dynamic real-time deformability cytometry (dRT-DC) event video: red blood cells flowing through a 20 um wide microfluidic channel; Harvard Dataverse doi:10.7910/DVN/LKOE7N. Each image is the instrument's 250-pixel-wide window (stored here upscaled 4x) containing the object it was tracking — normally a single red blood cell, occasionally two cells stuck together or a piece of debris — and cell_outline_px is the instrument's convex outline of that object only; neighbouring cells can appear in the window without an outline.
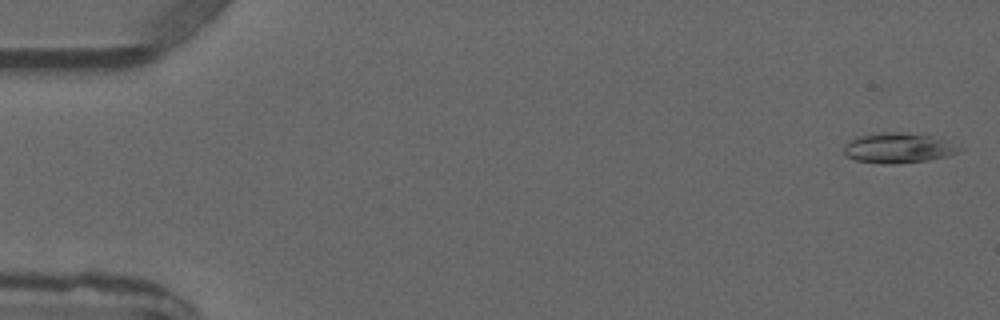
{"species": "common noctule bat (a hibernating species)", "species_latin": "Nyctalus noctula", "temperature_condition": "warm", "stored_images_in_passage": 4, "camera_frame_rate_fps": 3000, "um_per_image_px": 0.085, "animal": {"sex": "male", "forearm_length_mm": 52.5}, "frame": {"image": 1, "passage_image": 1, "time_ms": 0.0, "image_size_px": [1000, 320], "cell_outline_px": [[964, 148], [960, 152], [928, 160], [896, 164], [884, 164], [856, 160], [848, 156], [844, 152], [844, 144], [856, 136], [880, 132], [892, 132], [928, 136], [944, 140]], "centroid_in_image_um": [76.31, 12.58], "position_along_channel_um": 8.7, "area_um2": 20.0}}
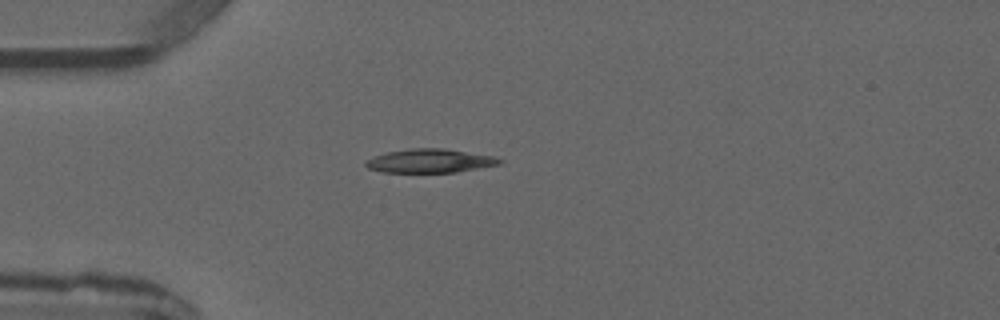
{"frame": {"image": 2, "passage_image": 4, "time_ms": 3.667, "image_size_px": [1000, 320], "cell_outline_px": [[504, 160], [500, 164], [456, 172], [380, 172], [368, 168], [364, 164], [364, 160], [388, 152], [412, 148], [444, 148], [492, 156]], "centroid_in_image_um": [36.52, 13.67], "position_along_channel_um": 48.5, "area_um2": 18.38}}